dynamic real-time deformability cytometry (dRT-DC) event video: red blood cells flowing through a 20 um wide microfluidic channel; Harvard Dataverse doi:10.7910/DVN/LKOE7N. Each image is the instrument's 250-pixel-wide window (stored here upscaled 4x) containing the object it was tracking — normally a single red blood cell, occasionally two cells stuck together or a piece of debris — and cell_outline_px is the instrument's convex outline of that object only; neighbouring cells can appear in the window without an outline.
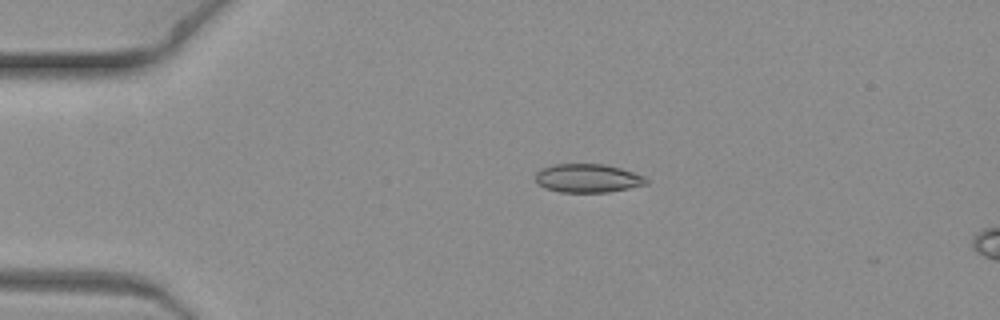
{"species": "common noctule bat (a hibernating species)", "species_latin": "Nyctalus noctula", "temperature_condition": "warm", "stored_images_in_passage": 7, "camera_frame_rate_fps": 3000, "um_per_image_px": 0.085, "animal": {"sex": "female", "body_mass_g": 19.3, "forearm_length_mm": 54.1}, "frame": {"image": 1, "passage_image": 5, "time_ms": 1.333, "image_size_px": [1000, 320], "cell_outline_px": [[648, 184], [608, 192], [560, 192], [544, 188], [536, 184], [536, 172], [540, 168], [552, 164], [604, 164], [620, 168], [644, 176], [648, 180]], "centroid_in_image_um": [49.91, 15.15], "position_along_channel_um": 35.1, "area_um2": 18.55}}